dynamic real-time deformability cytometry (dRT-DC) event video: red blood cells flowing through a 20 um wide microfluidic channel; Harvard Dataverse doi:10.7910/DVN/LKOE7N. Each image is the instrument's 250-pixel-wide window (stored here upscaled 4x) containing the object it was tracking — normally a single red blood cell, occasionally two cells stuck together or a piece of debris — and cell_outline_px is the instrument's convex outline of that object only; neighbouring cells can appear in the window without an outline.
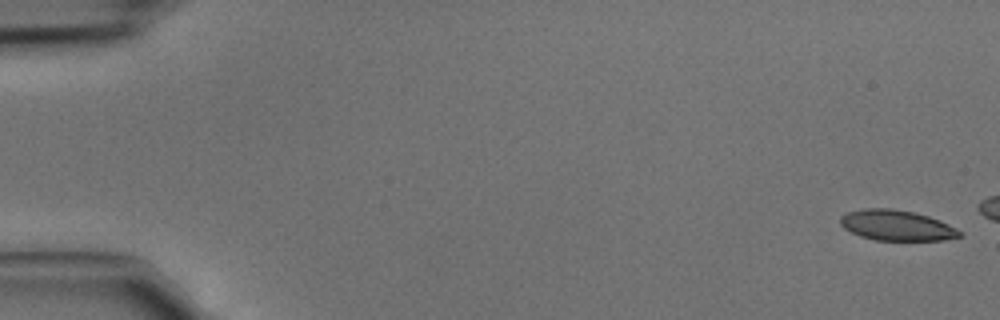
{"species": "common noctule bat (a hibernating species)", "species_latin": "Nyctalus noctula", "temperature_condition": "cold", "stored_images_in_passage": 10, "camera_frame_rate_fps": 3000, "um_per_image_px": 0.085, "animal": {"sex": "male", "body_mass_g": 15.6}, "frame": {"image": 1, "passage_image": 1, "time_ms": 0.0, "image_size_px": [1000, 320], "cell_outline_px": [[960, 236], [944, 240], [876, 240], [860, 236], [844, 228], [840, 224], [840, 216], [848, 212], [864, 208], [892, 208], [912, 212], [928, 216], [940, 220], [948, 224], [960, 232]], "centroid_in_image_um": [76.17, 19.15], "position_along_channel_um": 8.8, "area_um2": 20.98}}